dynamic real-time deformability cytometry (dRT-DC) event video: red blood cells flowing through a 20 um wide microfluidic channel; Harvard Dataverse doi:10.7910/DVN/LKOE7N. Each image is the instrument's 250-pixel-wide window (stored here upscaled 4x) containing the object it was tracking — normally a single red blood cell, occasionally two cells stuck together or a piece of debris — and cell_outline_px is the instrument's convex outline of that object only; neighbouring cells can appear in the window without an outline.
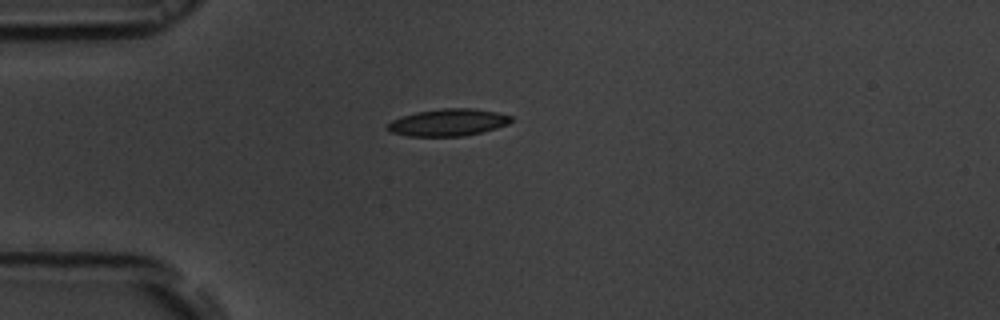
{"species": "common noctule bat (a hibernating species)", "species_latin": "Nyctalus noctula", "temperature_condition": "room temperature", "stored_images_in_passage": 40, "camera_frame_rate_fps": 3000, "um_per_image_px": 0.085, "animal": {"sex": "male", "body_mass_g": 19.5, "forearm_length_mm": 54.6}, "frame": {"image": 1, "passage_image": 1, "time_ms": 0.0, "image_size_px": [1000, 320], "cell_outline_px": [[512, 120], [508, 124], [496, 128], [464, 136], [408, 136], [392, 132], [388, 128], [388, 124], [392, 120], [416, 112], [444, 108], [472, 108], [496, 112], [512, 116]], "centroid_in_image_um": [38.12, 10.4], "position_along_channel_um": 46.9, "area_um2": 19.25}}
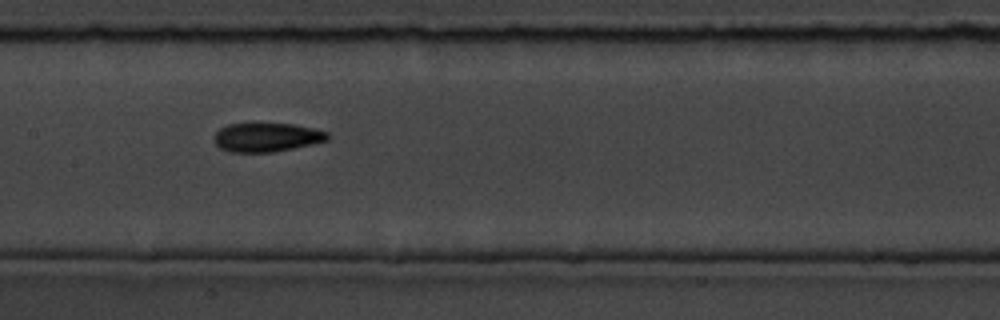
{"frame": {"image": 2, "passage_image": 13, "time_ms": 4.0, "image_size_px": [1000, 320], "cell_outline_px": [[328, 140], [312, 144], [272, 152], [232, 152], [220, 148], [212, 140], [212, 136], [220, 128], [228, 124], [296, 124], [328, 132]], "centroid_in_image_um": [22.63, 11.67], "position_along_channel_um": 184.8, "area_um2": 19.02}}
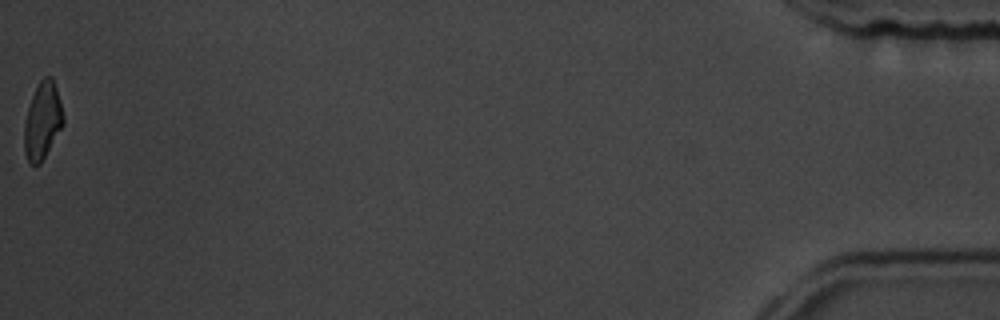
{"frame": {"image": 3, "passage_image": 40, "time_ms": 13.0, "image_size_px": [1000, 320], "cell_outline_px": [[64, 124], [40, 164], [28, 164], [24, 152], [24, 124], [28, 108], [32, 96], [40, 80], [44, 76], [52, 76], [60, 100], [64, 116]], "centroid_in_image_um": [3.61, 10.28], "position_along_channel_um": 431.6, "area_um2": 17.51}, "authors_computed_cell_mechanics": {"area_um2": 19.074, "velocity_mm_per_s": 3.86, "shape_relaxation_time_tau1_ms": 3.7771, "shape_relaxation_time_tau2_ms": 2.8555, "deformation_change_tau1": 0.1129, "deformation_change_tau2": 0.0877}}